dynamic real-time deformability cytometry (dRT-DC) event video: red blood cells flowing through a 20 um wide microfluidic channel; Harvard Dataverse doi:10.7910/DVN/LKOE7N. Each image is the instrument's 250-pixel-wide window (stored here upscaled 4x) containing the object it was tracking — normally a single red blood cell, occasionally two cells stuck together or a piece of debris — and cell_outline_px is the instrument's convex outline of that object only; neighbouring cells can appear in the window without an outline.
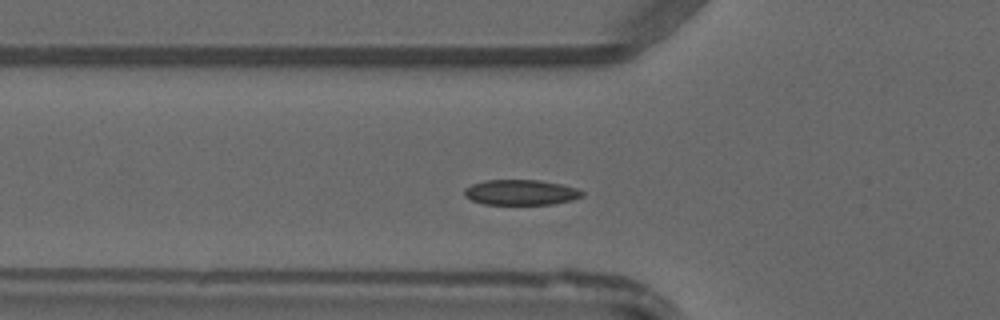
{"species": "common noctule bat (a hibernating species)", "species_latin": "Nyctalus noctula", "temperature_condition": "warm", "stored_images_in_passage": 42, "camera_frame_rate_fps": 3000, "um_per_image_px": 0.085, "animal": {"sex": "male", "forearm_length_mm": 52.5}, "frame": {"image": 1, "passage_image": 10, "time_ms": 3.0, "image_size_px": [1000, 320], "cell_outline_px": [[584, 196], [572, 200], [552, 204], [484, 204], [472, 200], [464, 196], [464, 188], [472, 184], [484, 180], [540, 180], [560, 184], [576, 188], [584, 192]], "centroid_in_image_um": [44.26, 16.35], "position_along_channel_um": 81.5, "area_um2": 17.4}}
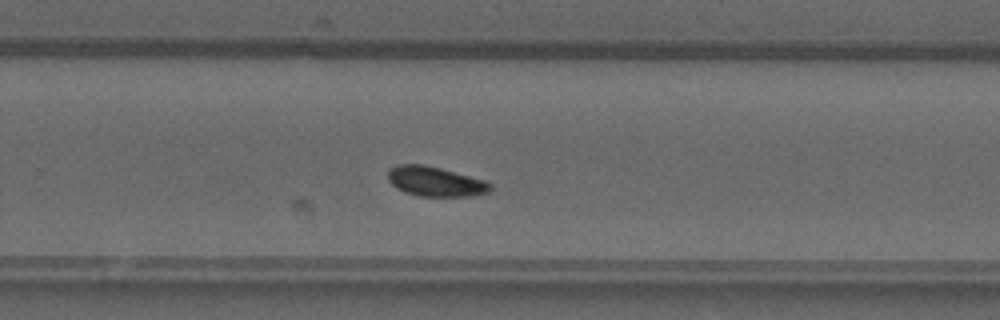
{"frame": {"image": 2, "passage_image": 25, "time_ms": 8.0, "image_size_px": [1000, 320], "cell_outline_px": [[492, 188], [488, 192], [472, 196], [420, 196], [404, 192], [396, 188], [388, 180], [388, 168], [396, 164], [424, 164], [440, 168], [484, 180], [492, 184]], "centroid_in_image_um": [36.97, 15.42], "position_along_channel_um": 292.8, "area_um2": 17.8}}
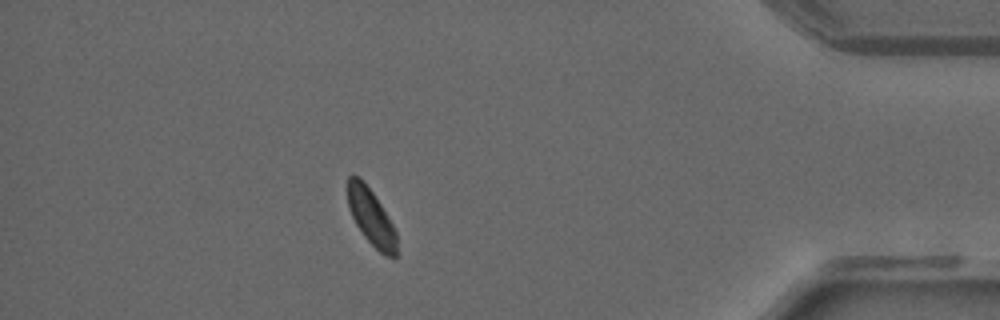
{"frame": {"image": 3, "passage_image": 36, "time_ms": 11.667, "image_size_px": [1000, 320], "cell_outline_px": [[396, 256], [384, 256], [364, 236], [356, 224], [348, 208], [348, 176], [352, 172], [360, 176], [364, 180], [388, 216], [396, 232]], "centroid_in_image_um": [31.52, 18.39], "position_along_channel_um": 403.7, "area_um2": 16.01}}